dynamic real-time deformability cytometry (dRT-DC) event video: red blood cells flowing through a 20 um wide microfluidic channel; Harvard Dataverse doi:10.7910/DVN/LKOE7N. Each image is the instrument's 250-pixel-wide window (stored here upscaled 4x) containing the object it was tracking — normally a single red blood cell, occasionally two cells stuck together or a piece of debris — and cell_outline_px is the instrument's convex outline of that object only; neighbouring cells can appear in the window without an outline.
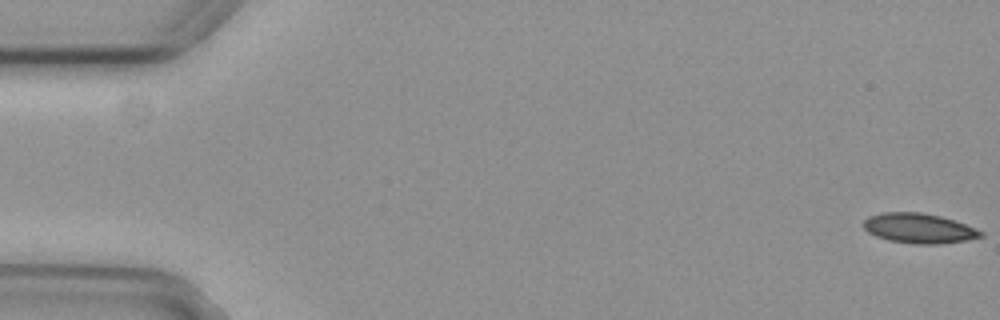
{"species": "common noctule bat (a hibernating species)", "species_latin": "Nyctalus noctula", "temperature_condition": "cold", "stored_images_in_passage": 56, "camera_frame_rate_fps": 3000, "um_per_image_px": 0.085, "animal": {"sex": "female", "body_mass_g": 29.2, "forearm_length_mm": 56.3}, "frame": {"image": 1, "passage_image": 1, "time_ms": 0.0, "image_size_px": [1000, 320], "cell_outline_px": [[984, 236], [964, 240], [936, 244], [916, 244], [888, 240], [876, 236], [868, 232], [864, 228], [864, 220], [868, 216], [884, 212], [920, 212], [940, 216], [964, 224], [984, 232]], "centroid_in_image_um": [78.08, 19.4], "position_along_channel_um": 6.9, "area_um2": 20.17}}
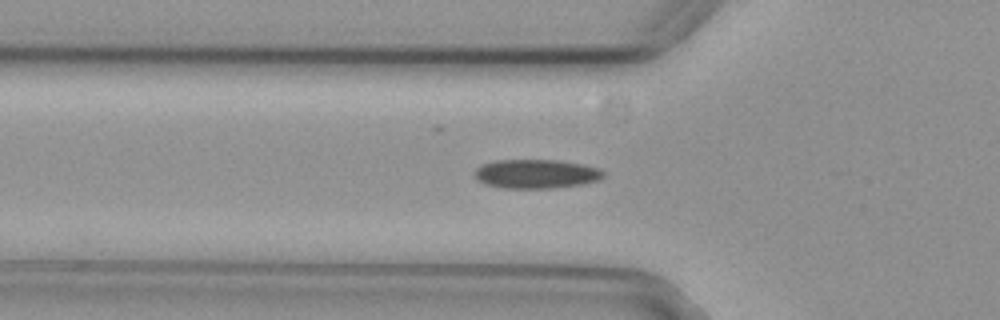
{"frame": {"image": 2, "passage_image": 19, "time_ms": 6.0, "image_size_px": [1000, 320], "cell_outline_px": [[604, 176], [600, 180], [580, 184], [552, 188], [504, 188], [484, 184], [476, 176], [476, 168], [480, 164], [496, 160], [556, 160], [584, 164], [600, 168], [604, 172]], "centroid_in_image_um": [45.6, 14.77], "position_along_channel_um": 80.2, "area_um2": 21.79}}
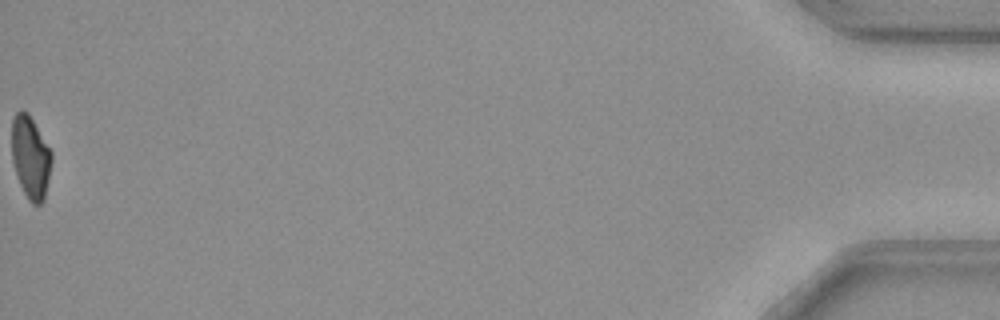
{"frame": {"image": 3, "passage_image": 56, "time_ms": 18.333, "image_size_px": [1000, 320], "cell_outline_px": [[52, 160], [44, 200], [40, 204], [32, 204], [28, 200], [16, 176], [12, 160], [12, 116], [20, 108], [28, 112], [52, 152]], "centroid_in_image_um": [2.58, 13.34], "position_along_channel_um": 432.6, "area_um2": 19.31}, "authors_computed_cell_mechanics": {"area_um2": 21.0681, "velocity_mm_per_s": 3.7385, "shape_relaxation_time_tau1_ms": 6.7782, "shape_relaxation_time_tau2_ms": null, "deformation_change_tau1": 0.1378, "deformation_change_tau2": null}}